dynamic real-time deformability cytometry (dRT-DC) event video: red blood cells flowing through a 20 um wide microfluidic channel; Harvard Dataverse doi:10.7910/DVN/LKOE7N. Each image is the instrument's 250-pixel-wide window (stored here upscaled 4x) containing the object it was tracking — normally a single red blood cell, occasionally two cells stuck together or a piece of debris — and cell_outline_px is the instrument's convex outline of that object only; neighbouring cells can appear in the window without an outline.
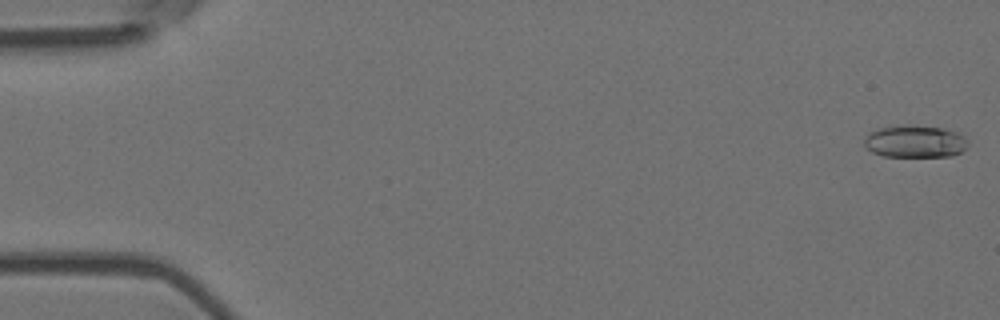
{"species": "Egyptian fruit bat (a non-hibernating species)", "species_latin": "Rousettus aegyptiacus", "temperature_condition": "room temperature", "stored_images_in_passage": 54, "camera_frame_rate_fps": 3000, "um_per_image_px": 0.085, "animal": {"sex": "female"}, "frame": {"image": 1, "passage_image": 1, "time_ms": 0.0, "image_size_px": [1000, 320], "cell_outline_px": [[968, 144], [960, 152], [952, 156], [884, 156], [872, 152], [864, 144], [864, 140], [868, 132], [880, 128], [904, 124], [912, 124], [940, 128], [960, 132], [968, 140]], "centroid_in_image_um": [77.78, 12.0], "position_along_channel_um": 7.2, "area_um2": 19.65}}
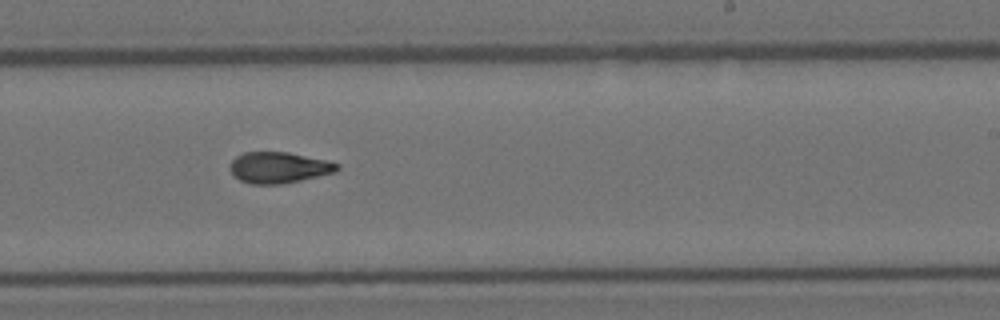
{"frame": {"image": 2, "passage_image": 33, "time_ms": 10.667, "image_size_px": [1000, 320], "cell_outline_px": [[340, 168], [336, 172], [300, 180], [280, 184], [248, 184], [232, 176], [228, 168], [232, 160], [236, 156], [244, 152], [288, 152], [332, 160], [340, 164]], "centroid_in_image_um": [23.71, 14.23], "position_along_channel_um": 265.3, "area_um2": 19.83}}
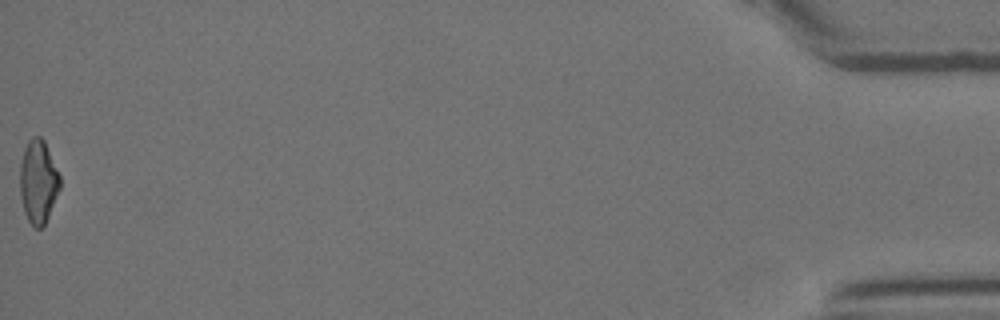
{"frame": {"image": 3, "passage_image": 54, "time_ms": 17.667, "image_size_px": [1000, 320], "cell_outline_px": [[60, 188], [48, 216], [44, 224], [40, 228], [32, 228], [24, 212], [20, 196], [20, 164], [24, 148], [28, 140], [32, 136], [40, 136], [44, 140], [60, 176]], "centroid_in_image_um": [3.23, 15.44], "position_along_channel_um": 432.0, "area_um2": 19.42}, "authors_computed_cell_mechanics": {"area_um2": 19.4208, "velocity_mm_per_s": 3.7903, "shape_relaxation_time_tau1_ms": 8.9415, "shape_relaxation_time_tau2_ms": 3.0046, "deformation_change_tau1": 0.2478, "deformation_change_tau2": 0.1094}}